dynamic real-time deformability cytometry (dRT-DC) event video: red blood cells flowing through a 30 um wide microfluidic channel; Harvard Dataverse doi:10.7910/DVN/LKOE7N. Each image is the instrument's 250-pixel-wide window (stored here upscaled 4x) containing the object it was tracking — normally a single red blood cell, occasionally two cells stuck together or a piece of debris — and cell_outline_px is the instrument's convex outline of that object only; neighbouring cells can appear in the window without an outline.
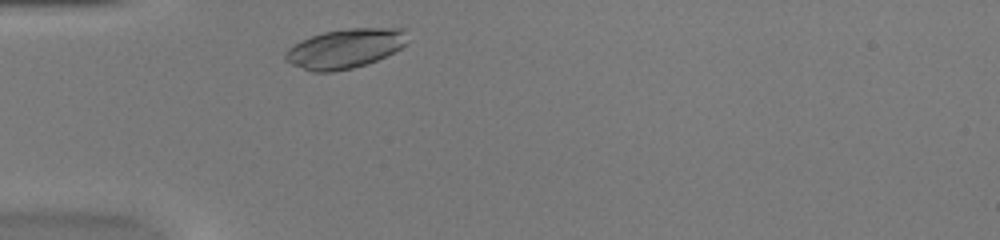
{"species": "common noctule bat (a hibernating species)", "species_latin": "Nyctalus noctula", "temperature_condition": "warm", "stored_images_in_passage": 29, "camera_frame_rate_fps": 3000, "um_per_image_px": 0.085, "animal": {"sex": "female", "body_mass_g": 20.0, "forearm_length_mm": 54.0}, "frame": {"image": 1, "passage_image": 2, "time_ms": 0.333, "image_size_px": [1000, 240], "cell_outline_px": [[404, 44], [400, 48], [376, 60], [352, 68], [332, 72], [312, 72], [292, 64], [284, 60], [284, 52], [288, 48], [300, 40], [324, 32], [348, 28], [404, 28]], "centroid_in_image_um": [29.24, 4.13], "position_along_channel_um": 55.8, "area_um2": 27.69}}
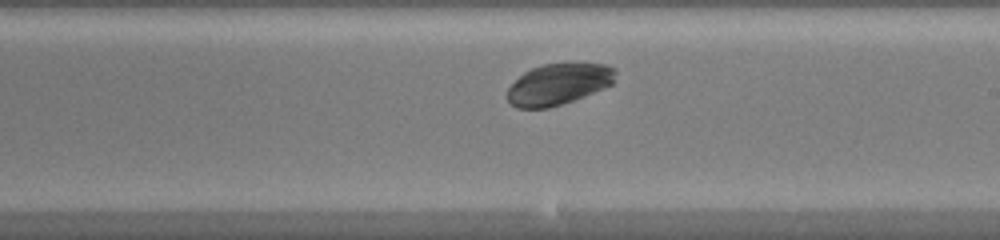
{"frame": {"image": 2, "passage_image": 17, "time_ms": 5.333, "image_size_px": [1000, 240], "cell_outline_px": [[616, 72], [612, 84], [604, 88], [584, 96], [548, 108], [516, 108], [504, 96], [508, 88], [524, 72], [532, 68], [544, 64], [608, 64], [616, 68]], "centroid_in_image_um": [47.46, 7.16], "position_along_channel_um": 241.5, "area_um2": 25.78}}
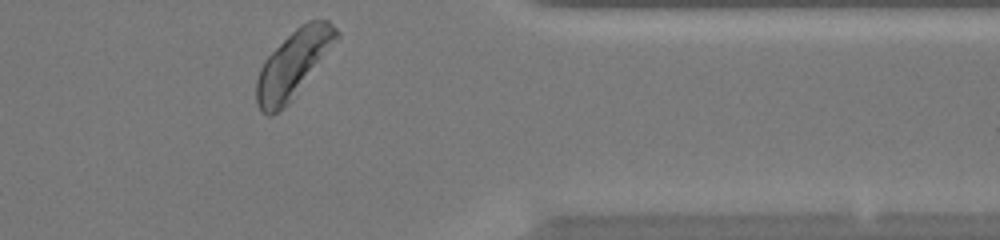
{"frame": {"image": 3, "passage_image": 29, "time_ms": 9.333, "image_size_px": [1000, 240], "cell_outline_px": [[340, 36], [292, 100], [284, 108], [272, 116], [268, 116], [260, 112], [256, 104], [256, 80], [260, 68], [264, 60], [300, 24], [308, 20], [328, 20], [340, 32]], "centroid_in_image_um": [24.91, 5.48], "position_along_channel_um": 386.5, "area_um2": 31.04}, "authors_computed_cell_mechanics": {"area_um2": 27.3972, "velocity_mm_per_s": 3.9368, "shape_relaxation_time_tau1_ms": 2.4771, "shape_relaxation_time_tau2_ms": null, "deformation_change_tau1": 0.1864, "deformation_change_tau2": null}}